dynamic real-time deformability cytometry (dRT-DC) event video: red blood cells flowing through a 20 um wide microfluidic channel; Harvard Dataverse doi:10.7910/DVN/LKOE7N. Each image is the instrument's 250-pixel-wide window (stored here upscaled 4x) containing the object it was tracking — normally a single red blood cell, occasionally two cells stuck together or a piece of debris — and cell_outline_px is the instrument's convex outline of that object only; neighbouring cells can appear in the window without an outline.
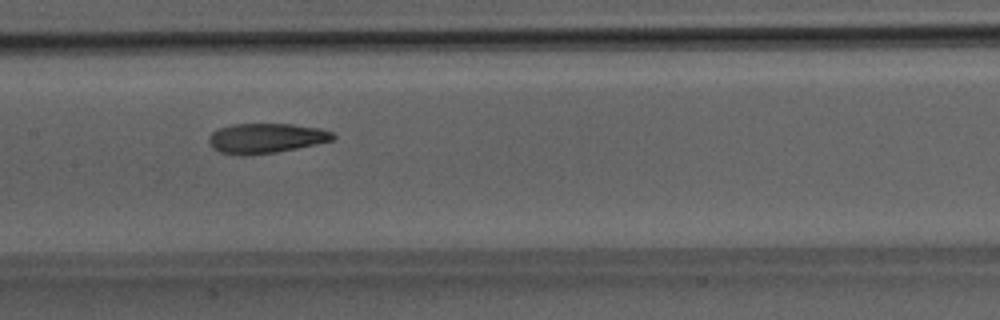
{"species": "Egyptian fruit bat (a non-hibernating species)", "species_latin": "Rousettus aegyptiacus", "temperature_condition": "room temperature", "stored_images_in_passage": 38, "camera_frame_rate_fps": 3000, "um_per_image_px": 0.085, "animal": {"sex": "male"}, "frame": {"image": 1, "passage_image": 13, "time_ms": 4.0, "image_size_px": [1000, 320], "cell_outline_px": [[336, 136], [332, 140], [316, 144], [276, 152], [244, 156], [240, 156], [220, 152], [212, 148], [208, 140], [208, 136], [212, 132], [220, 128], [232, 124], [292, 124], [320, 128], [332, 132]], "centroid_in_image_um": [22.57, 11.75], "position_along_channel_um": 184.8, "area_um2": 21.68}}
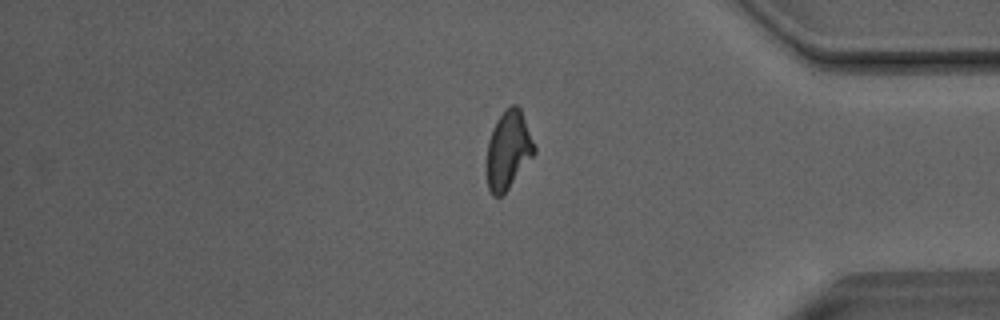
{"frame": {"image": 2, "passage_image": 30, "time_ms": 9.667, "image_size_px": [1000, 320], "cell_outline_px": [[536, 152], [508, 188], [500, 196], [492, 196], [488, 188], [484, 168], [488, 140], [492, 128], [496, 120], [504, 108], [512, 104], [516, 104], [520, 108], [536, 148]], "centroid_in_image_um": [43.15, 12.74], "position_along_channel_um": 392.1, "area_um2": 22.02}}
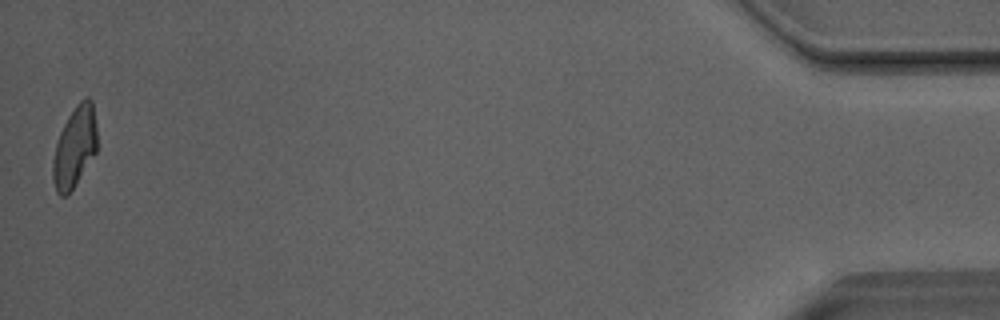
{"frame": {"image": 3, "passage_image": 38, "time_ms": 12.333, "image_size_px": [1000, 320], "cell_outline_px": [[96, 152], [68, 196], [60, 196], [56, 192], [52, 180], [52, 160], [56, 140], [68, 116], [76, 104], [84, 96], [88, 96], [92, 100], [96, 124]], "centroid_in_image_um": [6.32, 12.5], "position_along_channel_um": 428.9, "area_um2": 21.1}, "authors_computed_cell_mechanics": {"area_um2": 21.964, "velocity_mm_per_s": 4.0636, "shape_relaxation_time_tau1_ms": null, "shape_relaxation_time_tau2_ms": 2.8623, "deformation_change_tau1": null, "deformation_change_tau2": 0.1237}}